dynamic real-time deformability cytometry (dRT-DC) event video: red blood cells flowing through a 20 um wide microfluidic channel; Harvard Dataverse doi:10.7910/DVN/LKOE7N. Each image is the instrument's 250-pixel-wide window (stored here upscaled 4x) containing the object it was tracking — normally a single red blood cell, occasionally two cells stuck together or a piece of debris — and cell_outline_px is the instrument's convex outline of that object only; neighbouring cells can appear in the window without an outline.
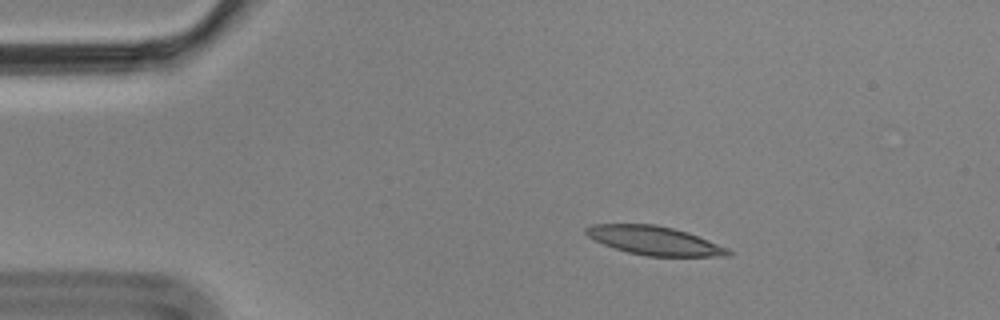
{"species": "Egyptian fruit bat (a non-hibernating species)", "species_latin": "Rousettus aegyptiacus", "temperature_condition": "cold", "stored_images_in_passage": 4, "camera_frame_rate_fps": 3000, "um_per_image_px": 0.085, "animal": {"sex": "male"}, "frame": {"image": 1, "passage_image": 1, "time_ms": 0.0, "image_size_px": [1000, 320], "cell_outline_px": [[732, 256], [644, 256], [628, 252], [604, 244], [588, 236], [584, 232], [584, 228], [592, 224], [656, 224], [688, 232], [728, 248], [732, 252]], "centroid_in_image_um": [55.64, 20.45], "position_along_channel_um": 29.4, "area_um2": 23.7}}